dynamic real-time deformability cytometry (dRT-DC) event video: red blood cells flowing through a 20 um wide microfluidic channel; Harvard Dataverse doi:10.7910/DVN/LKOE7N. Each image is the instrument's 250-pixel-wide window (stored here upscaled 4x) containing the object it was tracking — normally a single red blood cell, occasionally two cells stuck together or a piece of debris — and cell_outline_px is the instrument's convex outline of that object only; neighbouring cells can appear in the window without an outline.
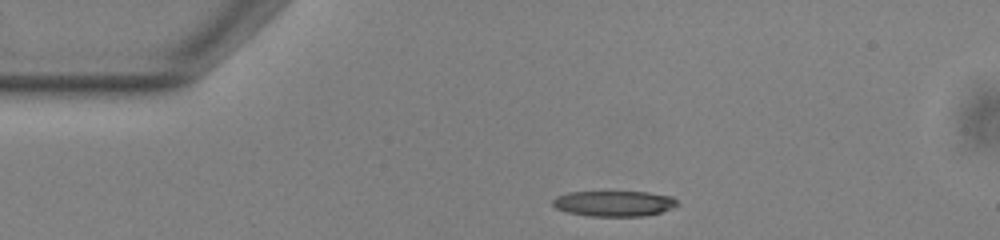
{"species": "common noctule bat (a hibernating species)", "species_latin": "Nyctalus noctula", "temperature_condition": "warm", "stored_images_in_passage": 43, "camera_frame_rate_fps": 3000, "um_per_image_px": 0.085, "animal": {"sex": "male", "body_mass_g": 13.0, "forearm_length_mm": 53.1}, "frame": {"image": 1, "passage_image": 1, "time_ms": 0.0, "image_size_px": [1000, 240], "cell_outline_px": [[680, 204], [672, 208], [660, 212], [644, 216], [592, 216], [568, 212], [556, 208], [552, 204], [552, 200], [556, 196], [568, 192], [648, 192], [672, 196]], "centroid_in_image_um": [52.2, 17.29], "position_along_channel_um": 32.8, "area_um2": 18.55}}
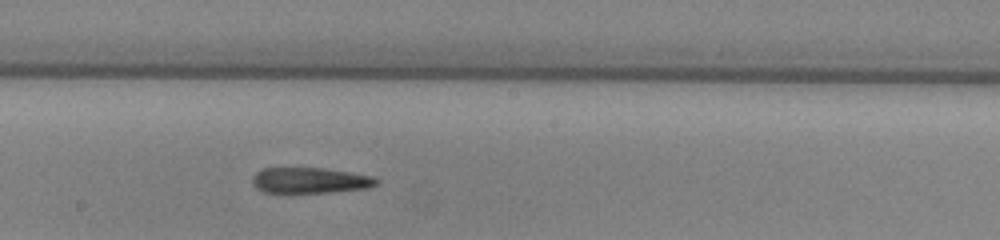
{"frame": {"image": 2, "passage_image": 19, "time_ms": 6.0, "image_size_px": [1000, 240], "cell_outline_px": [[380, 180], [376, 184], [368, 188], [328, 192], [284, 196], [264, 192], [256, 188], [252, 184], [252, 176], [256, 172], [264, 168], [324, 168], [372, 176]], "centroid_in_image_um": [26.26, 15.38], "position_along_channel_um": 221.9, "area_um2": 19.36}}
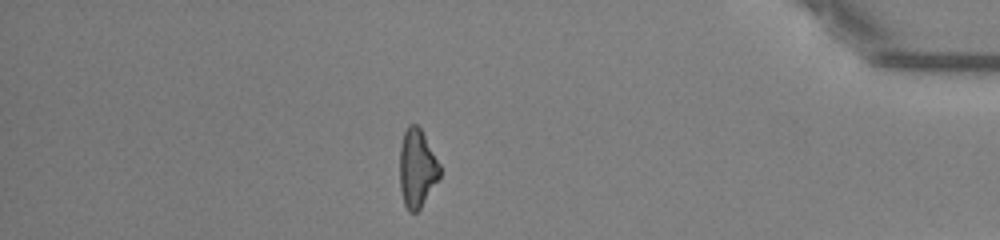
{"frame": {"image": 3, "passage_image": 36, "time_ms": 11.667, "image_size_px": [1000, 240], "cell_outline_px": [[440, 176], [420, 208], [416, 212], [408, 212], [404, 204], [400, 188], [400, 148], [404, 132], [408, 124], [416, 124], [420, 128], [440, 164]], "centroid_in_image_um": [35.43, 14.3], "position_along_channel_um": 399.8, "area_um2": 18.09}}